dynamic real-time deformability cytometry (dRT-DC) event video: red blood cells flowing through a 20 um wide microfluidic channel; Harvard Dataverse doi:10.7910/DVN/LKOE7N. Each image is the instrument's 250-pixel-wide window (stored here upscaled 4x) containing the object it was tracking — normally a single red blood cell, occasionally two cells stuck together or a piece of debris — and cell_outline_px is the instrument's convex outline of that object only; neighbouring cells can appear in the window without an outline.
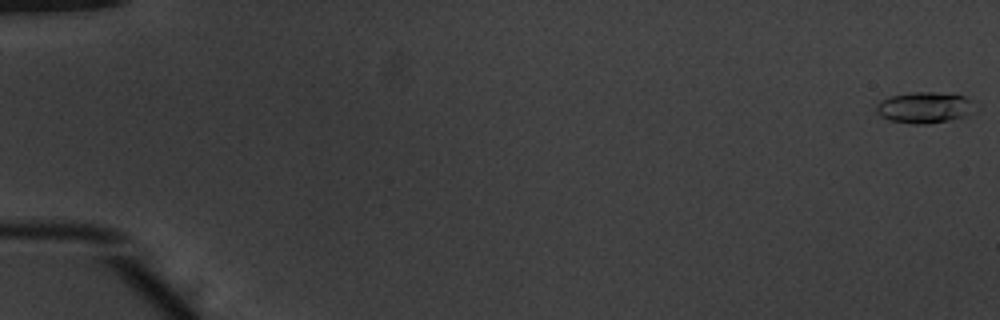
{"species": "common noctule bat (a hibernating species)", "species_latin": "Nyctalus noctula", "temperature_condition": "warm", "stored_images_in_passage": 13, "camera_frame_rate_fps": 3000, "um_per_image_px": 0.085, "animal": {"sex": "male", "body_mass_g": 20.1, "forearm_length_mm": 53.5}, "frame": {"image": 1, "passage_image": 1, "time_ms": 0.0, "image_size_px": [1000, 320], "cell_outline_px": [[968, 100], [964, 116], [948, 120], [928, 124], [912, 124], [888, 120], [880, 116], [876, 112], [876, 104], [880, 100], [888, 96], [912, 92], [932, 92], [964, 96]], "centroid_in_image_um": [78.36, 9.14], "position_along_channel_um": 6.6, "area_um2": 17.22}}